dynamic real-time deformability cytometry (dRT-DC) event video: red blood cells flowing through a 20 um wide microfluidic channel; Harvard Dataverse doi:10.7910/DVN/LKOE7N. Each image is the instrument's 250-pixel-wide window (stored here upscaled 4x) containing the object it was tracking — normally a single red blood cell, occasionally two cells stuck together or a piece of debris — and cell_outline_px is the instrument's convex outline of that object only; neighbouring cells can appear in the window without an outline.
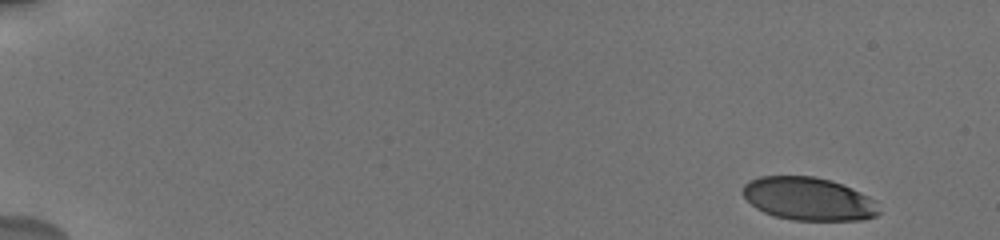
{"species": "human", "species_latin": "Homo sapiens", "temperature_condition": "cold", "stored_images_in_passage": 23, "camera_frame_rate_fps": 3000, "um_per_image_px": 0.085, "donor": {"sex": "male"}, "frame": {"image": 1, "passage_image": 1, "time_ms": 0.0, "image_size_px": [1000, 240], "cell_outline_px": [[880, 212], [876, 216], [864, 220], [792, 220], [776, 216], [764, 212], [756, 208], [740, 192], [744, 184], [748, 180], [760, 176], [816, 176], [832, 180], [852, 188], [868, 196], [872, 200]], "centroid_in_image_um": [68.69, 16.89], "position_along_channel_um": 16.3, "area_um2": 34.22}}
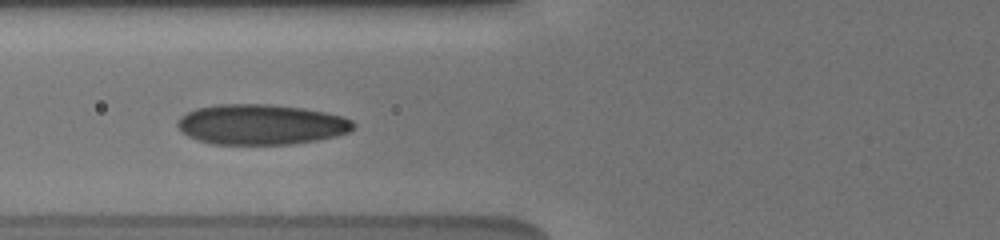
{"frame": {"image": 2, "passage_image": 9, "time_ms": 6.667, "image_size_px": [1000, 240], "cell_outline_px": [[356, 124], [348, 132], [336, 136], [316, 140], [292, 144], [212, 144], [196, 140], [188, 136], [176, 124], [176, 120], [180, 116], [196, 108], [216, 104], [268, 104], [304, 108], [344, 116], [352, 120]], "centroid_in_image_um": [22.18, 10.57], "position_along_channel_um": 103.6, "area_um2": 41.44}}
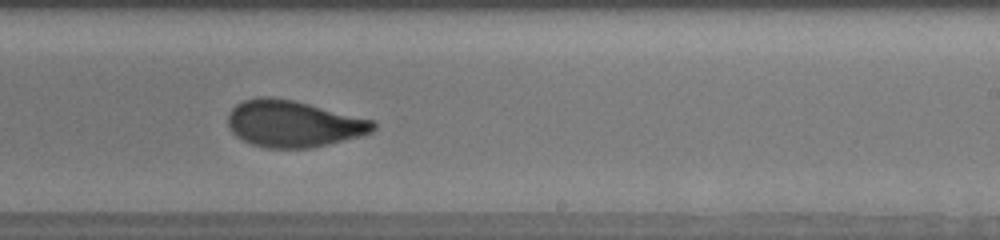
{"frame": {"image": 3, "passage_image": 16, "time_ms": 11.0, "image_size_px": [1000, 240], "cell_outline_px": [[376, 128], [372, 132], [364, 136], [312, 148], [268, 148], [252, 144], [236, 136], [232, 132], [228, 124], [228, 112], [236, 104], [244, 100], [256, 96], [272, 96], [292, 100], [372, 120], [376, 124]], "centroid_in_image_um": [24.92, 10.52], "position_along_channel_um": 264.1, "area_um2": 39.54}, "authors_computed_cell_mechanics": {"area_um2": 38.6682, "velocity_mm_per_s": 3.7058, "shape_relaxation_time_tau1_ms": 5.847, "shape_relaxation_time_tau2_ms": 0.7962, "deformation_change_tau1": 0.1621, "deformation_change_tau2": 0.0423}}